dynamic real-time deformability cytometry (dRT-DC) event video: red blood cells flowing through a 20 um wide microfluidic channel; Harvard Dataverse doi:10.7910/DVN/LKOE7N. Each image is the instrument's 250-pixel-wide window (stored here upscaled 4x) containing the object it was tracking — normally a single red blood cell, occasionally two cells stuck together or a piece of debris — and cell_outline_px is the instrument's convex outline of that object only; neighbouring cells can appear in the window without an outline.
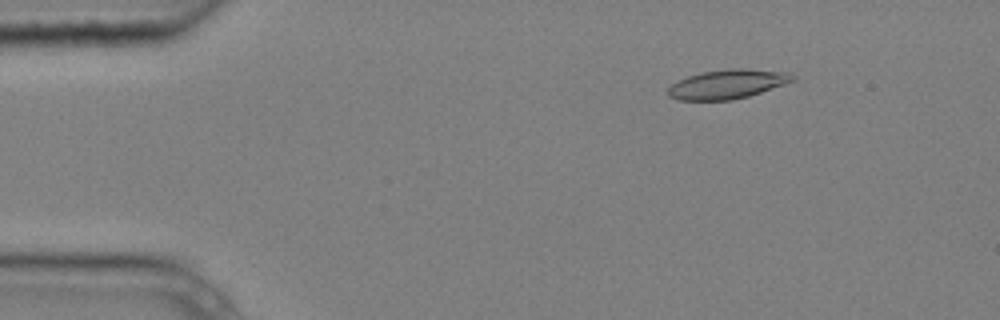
{"species": "common noctule bat (a hibernating species)", "species_latin": "Nyctalus noctula", "temperature_condition": "cold", "stored_images_in_passage": 6, "camera_frame_rate_fps": 3000, "um_per_image_px": 0.085, "animal": {"sex": "male", "body_mass_g": 20.4}, "frame": {"image": 1, "passage_image": 3, "time_ms": 0.667, "image_size_px": [1000, 320], "cell_outline_px": [[796, 80], [748, 96], [732, 100], [680, 100], [668, 96], [668, 88], [672, 84], [688, 76], [700, 72], [728, 68], [740, 68], [792, 72], [796, 76]], "centroid_in_image_um": [61.87, 7.14], "position_along_channel_um": 23.1, "area_um2": 21.27}}
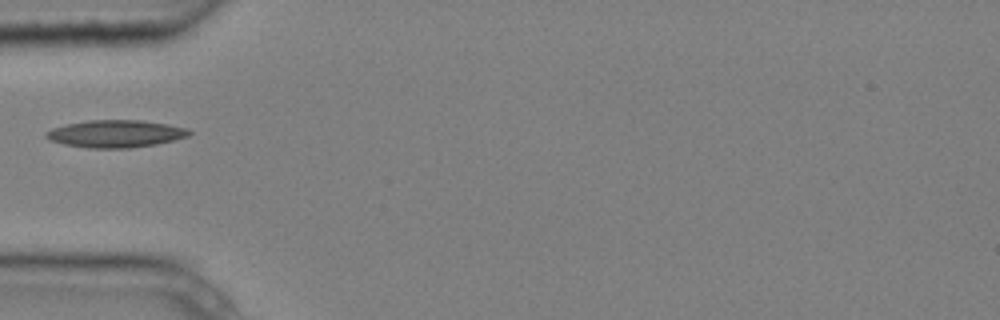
{"frame": {"image": 2, "passage_image": 6, "time_ms": 1.667, "image_size_px": [1000, 320], "cell_outline_px": [[192, 132], [188, 136], [176, 140], [156, 144], [128, 148], [88, 148], [64, 144], [48, 140], [44, 136], [44, 132], [52, 128], [68, 124], [88, 120], [140, 120], [168, 124], [188, 128]], "centroid_in_image_um": [9.83, 11.37], "position_along_channel_um": 75.2, "area_um2": 22.95}}